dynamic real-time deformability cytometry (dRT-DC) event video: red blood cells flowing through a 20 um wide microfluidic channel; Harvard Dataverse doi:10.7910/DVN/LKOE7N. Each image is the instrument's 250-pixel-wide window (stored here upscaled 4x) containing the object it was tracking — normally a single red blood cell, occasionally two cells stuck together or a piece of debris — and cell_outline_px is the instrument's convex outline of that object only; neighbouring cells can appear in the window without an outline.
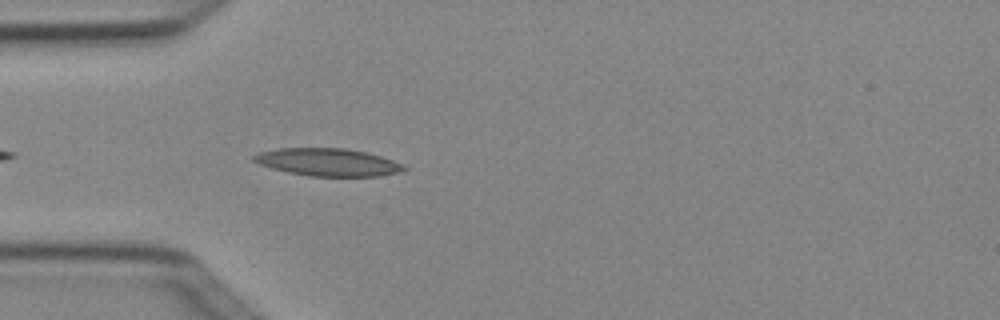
{"species": "Egyptian fruit bat (a non-hibernating species)", "species_latin": "Rousettus aegyptiacus", "temperature_condition": "cold", "stored_images_in_passage": 4, "camera_frame_rate_fps": 3000, "um_per_image_px": 0.085, "animal": {"sex": "female"}, "frame": {"image": 1, "passage_image": 4, "time_ms": 1.0, "image_size_px": [1000, 320], "cell_outline_px": [[408, 168], [400, 172], [380, 176], [308, 176], [288, 172], [272, 168], [260, 164], [252, 160], [252, 156], [260, 152], [280, 148], [344, 148], [364, 152], [380, 156], [392, 160]], "centroid_in_image_um": [27.85, 13.79], "position_along_channel_um": 57.1, "area_um2": 23.93}}